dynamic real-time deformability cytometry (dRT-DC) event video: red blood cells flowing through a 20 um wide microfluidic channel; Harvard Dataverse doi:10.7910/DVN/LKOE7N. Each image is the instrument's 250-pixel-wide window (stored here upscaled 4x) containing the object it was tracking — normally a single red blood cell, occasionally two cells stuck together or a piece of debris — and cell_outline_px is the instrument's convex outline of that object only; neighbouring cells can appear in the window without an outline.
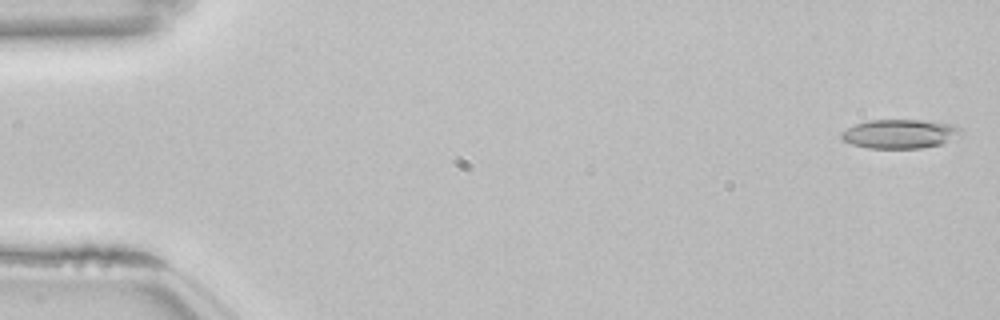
{"species": "common noctule bat (a hibernating species)", "species_latin": "Nyctalus noctula", "temperature_condition": "room temperature", "stored_images_in_passage": 15, "camera_frame_rate_fps": 3000, "um_per_image_px": 0.085, "animal": {"sex": "female", "body_mass_g": 22.7, "forearm_length_mm": 54.2}, "frame": {"image": 1, "passage_image": 1, "time_ms": 0.0, "image_size_px": [1000, 320], "cell_outline_px": [[964, 132], [940, 144], [920, 148], [868, 148], [852, 144], [840, 140], [840, 132], [856, 124], [868, 120], [920, 120], [952, 124], [964, 128]], "centroid_in_image_um": [76.46, 11.37], "position_along_channel_um": 8.5, "area_um2": 20.23}}